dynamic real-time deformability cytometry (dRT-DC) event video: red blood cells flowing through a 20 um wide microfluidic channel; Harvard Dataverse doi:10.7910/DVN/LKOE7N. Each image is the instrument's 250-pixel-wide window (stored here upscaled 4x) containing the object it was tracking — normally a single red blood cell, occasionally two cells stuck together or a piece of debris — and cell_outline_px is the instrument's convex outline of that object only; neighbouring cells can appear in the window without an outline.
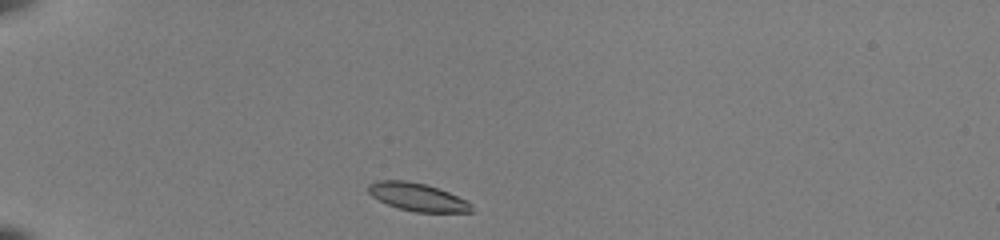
{"species": "common noctule bat (a hibernating species)", "species_latin": "Nyctalus noctula", "temperature_condition": "room temperature", "stored_images_in_passage": 38, "camera_frame_rate_fps": 3000, "um_per_image_px": 0.085, "animal": {"sex": "female", "body_mass_g": 22.0, "forearm_length_mm": 56.7}, "frame": {"image": 1, "passage_image": 1, "time_ms": 0.0, "image_size_px": [1000, 240], "cell_outline_px": [[472, 212], [416, 212], [400, 208], [388, 204], [372, 196], [368, 192], [368, 184], [376, 180], [408, 180], [428, 184], [468, 200], [472, 204]], "centroid_in_image_um": [35.5, 16.73], "position_along_channel_um": 49.5, "area_um2": 16.88}}
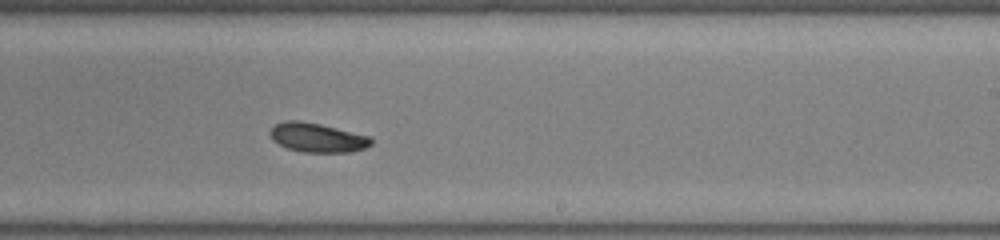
{"frame": {"image": 2, "passage_image": 20, "time_ms": 6.333, "image_size_px": [1000, 240], "cell_outline_px": [[372, 144], [364, 148], [352, 152], [304, 152], [288, 148], [272, 140], [272, 128], [276, 124], [284, 120], [300, 120], [320, 124], [372, 136]], "centroid_in_image_um": [27.02, 11.69], "position_along_channel_um": 262.0, "area_um2": 17.11}}
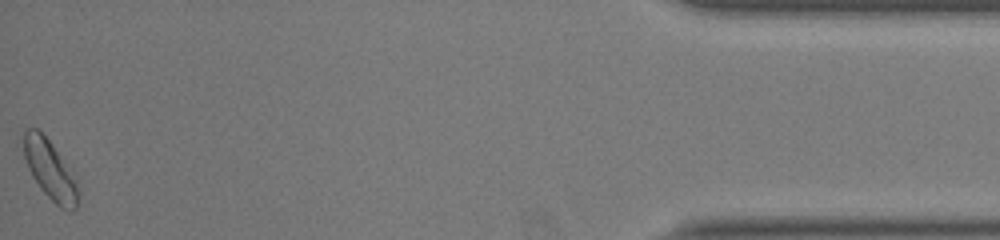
{"frame": {"image": 3, "passage_image": 38, "time_ms": 12.333, "image_size_px": [1000, 240], "cell_outline_px": [[80, 196], [76, 208], [60, 208], [40, 188], [32, 176], [28, 168], [24, 156], [24, 128], [36, 128], [52, 144], [76, 180], [80, 192]], "centroid_in_image_um": [4.25, 14.45], "position_along_channel_um": 431.0, "area_um2": 18.38}, "authors_computed_cell_mechanics": {"area_um2": 17.2244, "velocity_mm_per_s": 3.9555, "shape_relaxation_time_tau1_ms": 5.6913, "shape_relaxation_time_tau2_ms": null, "deformation_change_tau1": 0.1278, "deformation_change_tau2": null}}